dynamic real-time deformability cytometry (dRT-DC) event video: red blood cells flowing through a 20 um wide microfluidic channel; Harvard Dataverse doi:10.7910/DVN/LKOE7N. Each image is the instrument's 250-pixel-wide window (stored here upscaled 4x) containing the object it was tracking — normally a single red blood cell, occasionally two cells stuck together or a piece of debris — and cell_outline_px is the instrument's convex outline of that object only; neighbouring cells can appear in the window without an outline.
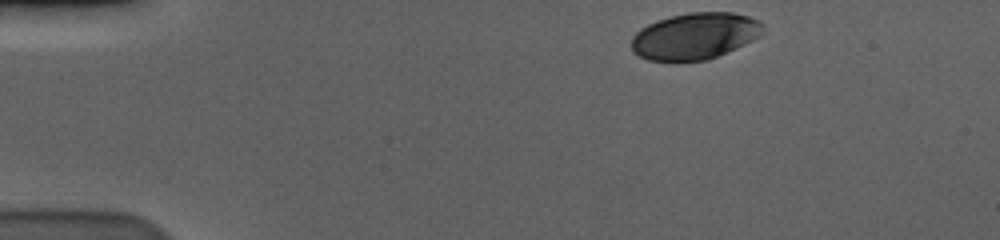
{"species": "human", "species_latin": "Homo sapiens", "temperature_condition": "cold", "stored_images_in_passage": 43, "camera_frame_rate_fps": 3000, "um_per_image_px": 0.085, "donor": {"sex": "male"}, "frame": {"image": 1, "passage_image": 1, "time_ms": 0.0, "image_size_px": [1000, 240], "cell_outline_px": [[764, 32], [760, 36], [736, 48], [708, 60], [648, 60], [632, 52], [632, 36], [640, 28], [656, 20], [672, 16], [692, 12], [732, 12], [748, 16], [760, 20], [764, 24]], "centroid_in_image_um": [59.09, 3.05], "position_along_channel_um": 25.9, "area_um2": 35.66}}
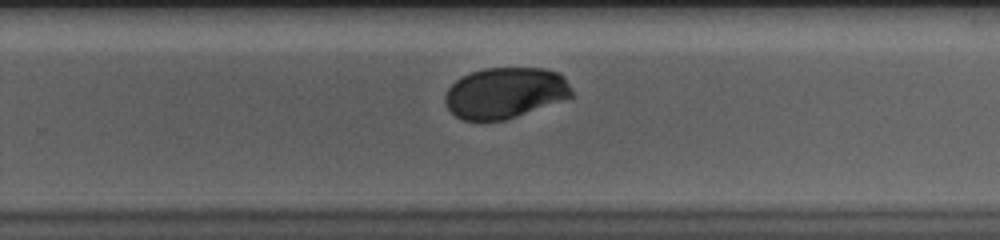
{"frame": {"image": 2, "passage_image": 30, "time_ms": 9.667, "image_size_px": [1000, 240], "cell_outline_px": [[572, 96], [516, 116], [504, 120], [460, 120], [444, 104], [444, 92], [460, 76], [484, 68], [544, 68], [556, 72], [564, 76], [572, 88]], "centroid_in_image_um": [42.89, 7.88], "position_along_channel_um": 286.9, "area_um2": 37.45}}
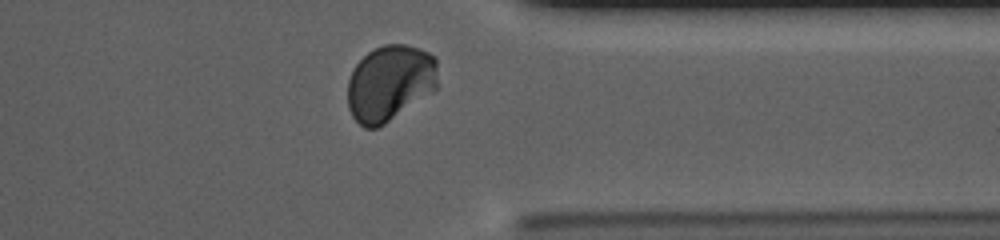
{"frame": {"image": 3, "passage_image": 38, "time_ms": 12.333, "image_size_px": [1000, 240], "cell_outline_px": [[436, 88], [432, 92], [384, 124], [376, 128], [364, 128], [352, 116], [348, 108], [348, 80], [356, 64], [368, 52], [384, 44], [404, 44], [420, 48], [436, 56]], "centroid_in_image_um": [33.13, 7.05], "position_along_channel_um": 378.3, "area_um2": 39.82}, "authors_computed_cell_mechanics": {"area_um2": 38.6104, "velocity_mm_per_s": 3.5673, "shape_relaxation_time_tau1_ms": 3.6503, "shape_relaxation_time_tau2_ms": 0.951, "deformation_change_tau1": 0.1107, "deformation_change_tau2": 0.0187}}